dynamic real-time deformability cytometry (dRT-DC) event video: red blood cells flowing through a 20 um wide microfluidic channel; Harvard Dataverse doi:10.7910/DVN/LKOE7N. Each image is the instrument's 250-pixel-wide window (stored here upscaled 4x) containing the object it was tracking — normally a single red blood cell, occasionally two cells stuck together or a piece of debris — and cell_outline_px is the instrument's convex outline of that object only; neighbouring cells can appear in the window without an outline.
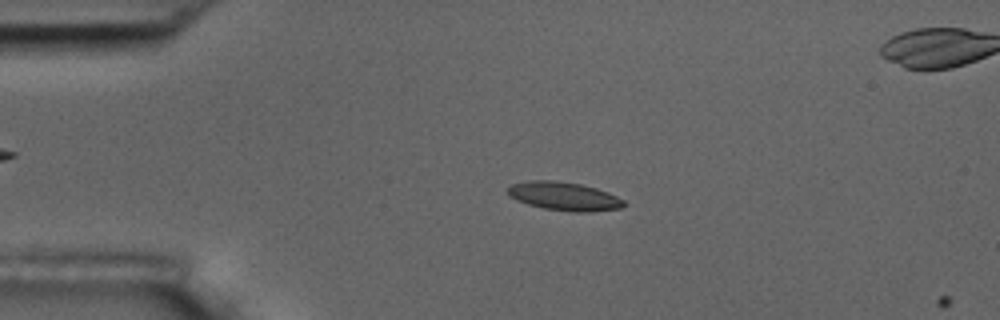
{"species": "common noctule bat (a hibernating species)", "species_latin": "Nyctalus noctula", "temperature_condition": "room temperature", "stored_images_in_passage": 4, "camera_frame_rate_fps": 3000, "um_per_image_px": 0.085, "animal": {"sex": "male", "body_mass_g": 17.5, "forearm_length_mm": 52.3}, "frame": {"image": 1, "passage_image": 3, "time_ms": 2.333, "image_size_px": [1000, 320], "cell_outline_px": [[628, 204], [620, 208], [588, 212], [572, 212], [544, 208], [528, 204], [508, 196], [508, 188], [512, 184], [528, 180], [556, 180], [580, 184], [596, 188], [608, 192], [624, 200]], "centroid_in_image_um": [47.96, 16.68], "position_along_channel_um": 37.0, "area_um2": 19.31}}